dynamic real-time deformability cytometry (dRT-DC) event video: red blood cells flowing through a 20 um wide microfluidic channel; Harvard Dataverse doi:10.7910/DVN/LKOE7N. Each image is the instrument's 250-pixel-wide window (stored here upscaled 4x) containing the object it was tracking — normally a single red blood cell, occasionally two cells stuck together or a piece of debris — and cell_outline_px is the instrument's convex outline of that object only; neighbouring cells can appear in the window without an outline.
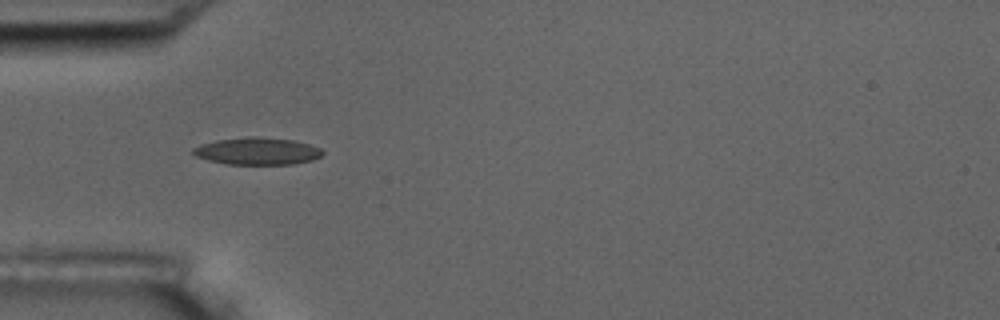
{"species": "common noctule bat (a hibernating species)", "species_latin": "Nyctalus noctula", "temperature_condition": "room temperature", "stored_images_in_passage": 4, "camera_frame_rate_fps": 3000, "um_per_image_px": 0.085, "animal": {"sex": "male", "body_mass_g": 17.5, "forearm_length_mm": 52.3}, "frame": {"image": 1, "passage_image": 3, "time_ms": 2.333, "image_size_px": [1000, 320], "cell_outline_px": [[324, 152], [320, 156], [312, 160], [292, 164], [228, 164], [208, 160], [196, 156], [192, 152], [192, 148], [200, 144], [216, 140], [252, 136], [256, 136], [292, 140], [308, 144], [320, 148]], "centroid_in_image_um": [21.84, 12.84], "position_along_channel_um": 63.2, "area_um2": 20.4}}